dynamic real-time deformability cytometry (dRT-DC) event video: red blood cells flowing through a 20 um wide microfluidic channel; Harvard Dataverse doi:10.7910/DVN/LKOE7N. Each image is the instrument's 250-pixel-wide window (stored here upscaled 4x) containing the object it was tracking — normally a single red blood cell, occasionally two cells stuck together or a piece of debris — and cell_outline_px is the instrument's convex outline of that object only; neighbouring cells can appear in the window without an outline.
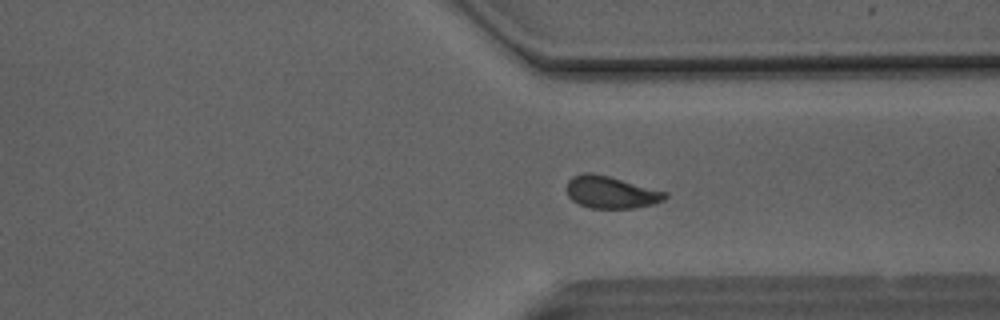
{"species": "Egyptian fruit bat (a non-hibernating species)", "species_latin": "Rousettus aegyptiacus", "temperature_condition": "room temperature", "stored_images_in_passage": 51, "camera_frame_rate_fps": 3000, "um_per_image_px": 0.085, "animal": {"sex": "male"}, "frame": {"image": 1, "passage_image": 38, "time_ms": 12.333, "image_size_px": [1000, 320], "cell_outline_px": [[668, 196], [664, 200], [656, 204], [636, 208], [588, 208], [576, 204], [568, 196], [564, 188], [568, 180], [572, 176], [584, 172], [592, 172], [608, 176], [668, 192]], "centroid_in_image_um": [51.9, 16.35], "position_along_channel_um": 359.5, "area_um2": 18.9}}
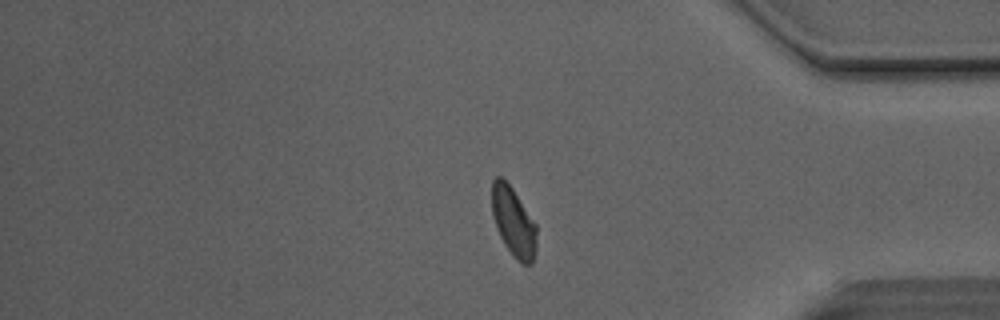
{"frame": {"image": 2, "passage_image": 42, "time_ms": 13.667, "image_size_px": [1000, 320], "cell_outline_px": [[536, 248], [532, 264], [520, 264], [512, 256], [504, 244], [496, 228], [492, 216], [492, 180], [496, 176], [504, 176], [536, 224]], "centroid_in_image_um": [43.63, 18.86], "position_along_channel_um": 391.6, "area_um2": 18.26}}
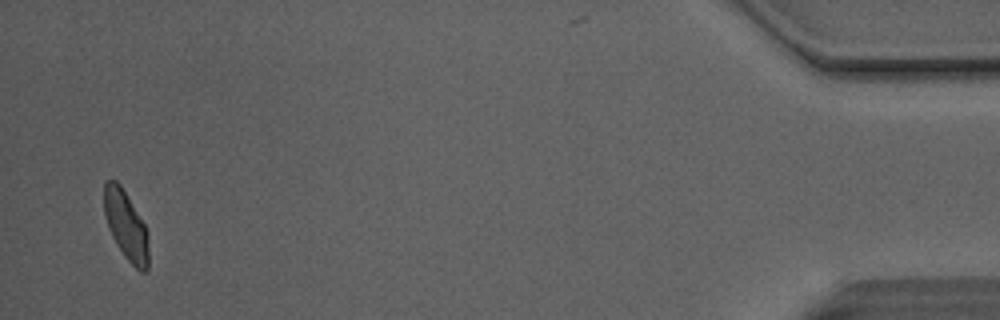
{"frame": {"image": 3, "passage_image": 49, "time_ms": 16.0, "image_size_px": [1000, 320], "cell_outline_px": [[148, 268], [144, 272], [140, 272], [124, 256], [112, 236], [108, 228], [104, 212], [104, 180], [116, 180], [120, 184], [144, 224], [148, 232]], "centroid_in_image_um": [10.7, 19.16], "position_along_channel_um": 424.5, "area_um2": 17.74}}